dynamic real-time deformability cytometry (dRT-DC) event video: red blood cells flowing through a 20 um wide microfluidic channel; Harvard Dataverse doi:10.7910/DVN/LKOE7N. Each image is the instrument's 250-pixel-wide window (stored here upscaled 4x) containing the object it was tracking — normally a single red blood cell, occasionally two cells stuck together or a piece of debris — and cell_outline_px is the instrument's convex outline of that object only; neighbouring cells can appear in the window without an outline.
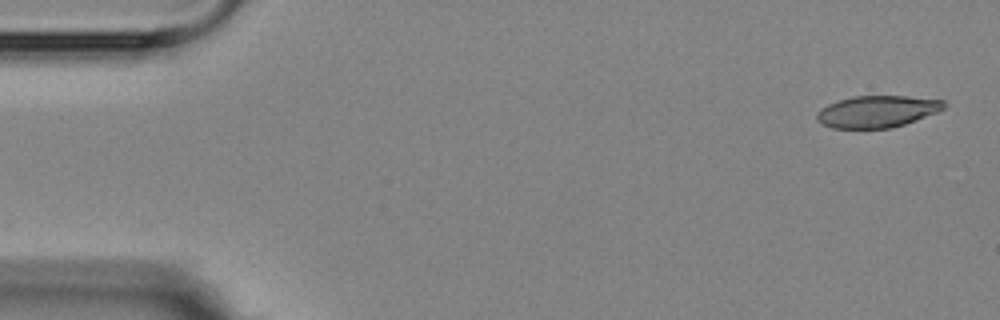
{"species": "Egyptian fruit bat (a non-hibernating species)", "species_latin": "Rousettus aegyptiacus", "temperature_condition": "room temperature", "stored_images_in_passage": 7, "camera_frame_rate_fps": 3000, "um_per_image_px": 0.085, "animal": {"sex": "female"}, "frame": {"image": 1, "passage_image": 1, "time_ms": 0.0, "image_size_px": [1000, 320], "cell_outline_px": [[948, 104], [940, 112], [892, 128], [832, 128], [816, 120], [816, 112], [820, 108], [828, 104], [852, 96], [908, 96], [944, 100]], "centroid_in_image_um": [74.59, 9.47], "position_along_channel_um": 10.4, "area_um2": 23.76}}
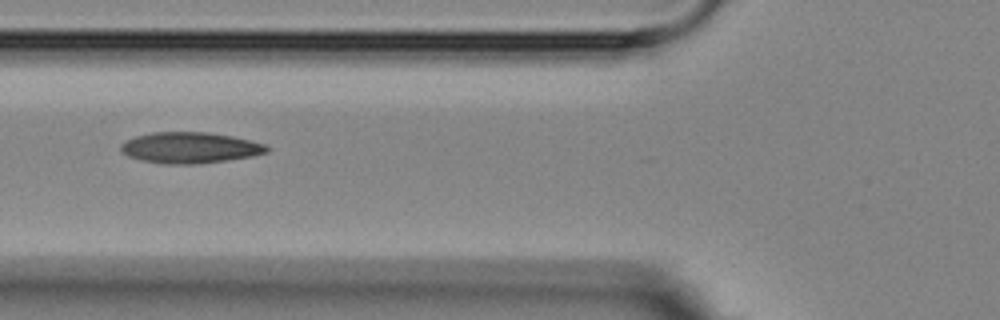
{"frame": {"image": 2, "passage_image": 6, "time_ms": 6.0, "image_size_px": [1000, 320], "cell_outline_px": [[272, 148], [268, 152], [252, 156], [228, 160], [192, 164], [164, 164], [140, 160], [128, 156], [120, 152], [120, 144], [124, 140], [136, 136], [152, 132], [208, 132], [232, 136], [264, 144]], "centroid_in_image_um": [16.11, 12.55], "position_along_channel_um": 109.7, "area_um2": 26.53}}
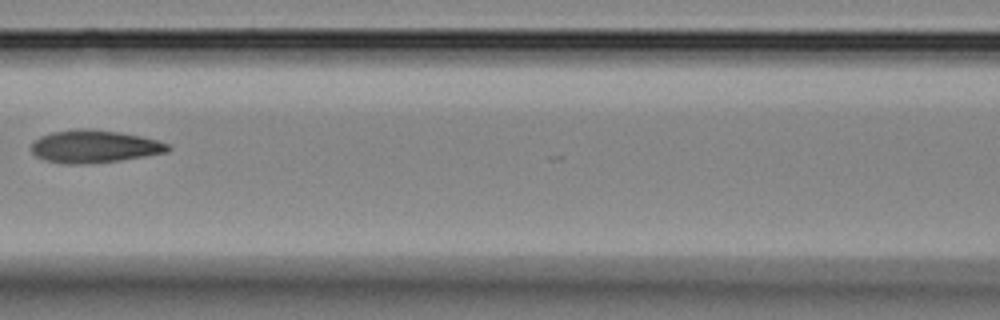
{"frame": {"image": 3, "passage_image": 7, "time_ms": 7.333, "image_size_px": [1000, 320], "cell_outline_px": [[172, 148], [168, 152], [120, 160], [84, 164], [64, 164], [44, 160], [36, 156], [32, 152], [32, 144], [40, 136], [52, 132], [80, 128], [92, 128], [120, 132], [140, 136], [156, 140], [168, 144]], "centroid_in_image_um": [8.01, 12.44], "position_along_channel_um": 158.6, "area_um2": 26.01}}